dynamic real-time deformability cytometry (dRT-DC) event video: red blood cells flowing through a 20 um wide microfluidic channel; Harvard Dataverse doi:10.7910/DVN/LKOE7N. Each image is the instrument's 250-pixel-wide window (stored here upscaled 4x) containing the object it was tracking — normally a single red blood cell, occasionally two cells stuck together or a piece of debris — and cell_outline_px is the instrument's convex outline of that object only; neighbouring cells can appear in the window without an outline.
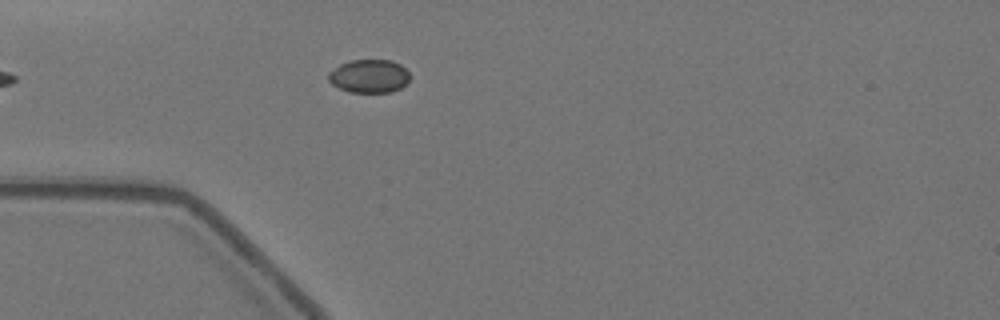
{"species": "Egyptian fruit bat (a non-hibernating species)", "species_latin": "Rousettus aegyptiacus", "temperature_condition": "warm", "stored_images_in_passage": 49, "camera_frame_rate_fps": 3000, "um_per_image_px": 0.085, "animal": {"sex": "female"}, "frame": {"image": 1, "passage_image": 8, "time_ms": 2.333, "image_size_px": [1000, 320], "cell_outline_px": [[408, 80], [400, 88], [392, 92], [348, 92], [332, 84], [328, 80], [328, 72], [340, 64], [348, 60], [392, 60], [400, 64], [408, 72]], "centroid_in_image_um": [31.34, 6.46], "position_along_channel_um": 53.7, "area_um2": 15.78}}
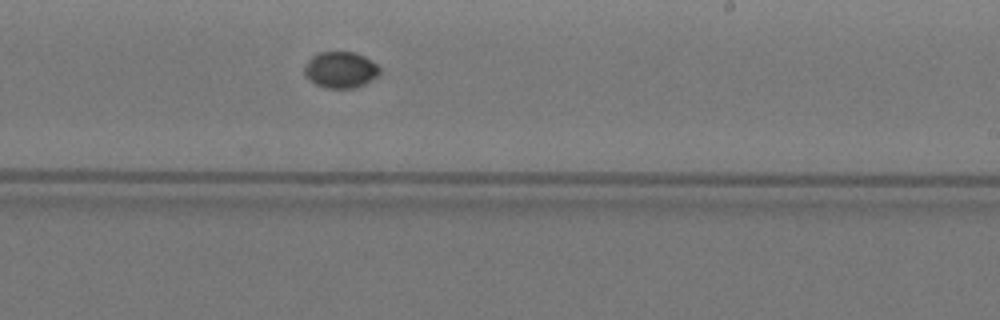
{"frame": {"image": 2, "passage_image": 26, "time_ms": 8.333, "image_size_px": [1000, 320], "cell_outline_px": [[380, 76], [364, 84], [352, 88], [324, 88], [308, 80], [304, 76], [304, 68], [308, 60], [312, 56], [320, 52], [356, 52], [364, 56], [376, 64], [380, 68]], "centroid_in_image_um": [28.94, 5.94], "position_along_channel_um": 260.1, "area_um2": 16.07}}
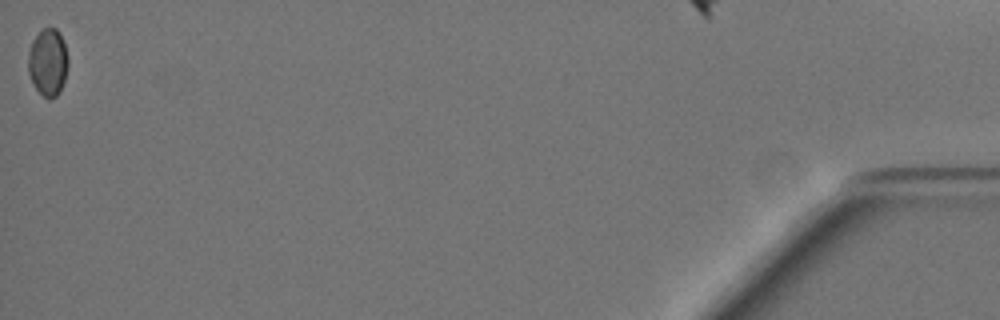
{"frame": {"image": 3, "passage_image": 49, "time_ms": 16.0, "image_size_px": [1000, 320], "cell_outline_px": [[68, 64], [64, 80], [60, 92], [52, 100], [48, 100], [32, 84], [28, 72], [28, 52], [32, 40], [44, 28], [56, 28], [60, 32], [68, 56]], "centroid_in_image_um": [4.07, 5.31], "position_along_channel_um": 431.1, "area_um2": 15.78}}